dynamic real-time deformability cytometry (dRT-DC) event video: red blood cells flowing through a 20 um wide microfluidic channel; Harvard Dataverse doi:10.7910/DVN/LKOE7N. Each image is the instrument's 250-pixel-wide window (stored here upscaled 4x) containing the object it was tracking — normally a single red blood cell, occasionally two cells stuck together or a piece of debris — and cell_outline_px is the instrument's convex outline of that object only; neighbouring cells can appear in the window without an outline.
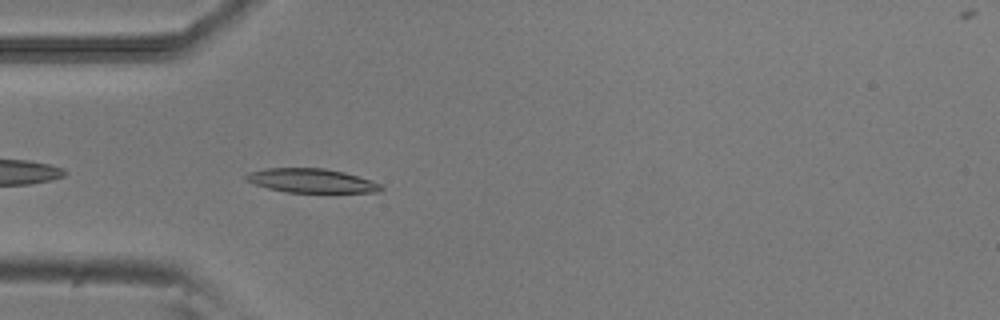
{"species": "common noctule bat (a hibernating species)", "species_latin": "Nyctalus noctula", "temperature_condition": "room temperature", "stored_images_in_passage": 34, "camera_frame_rate_fps": 3000, "um_per_image_px": 0.085, "animal": {"sex": "male", "body_mass_g": 20.5, "forearm_length_mm": 52.5}, "frame": {"image": 1, "passage_image": 2, "time_ms": 0.333, "image_size_px": [1000, 320], "cell_outline_px": [[384, 188], [380, 192], [284, 192], [268, 188], [256, 184], [248, 180], [244, 176], [252, 172], [264, 168], [324, 168], [344, 172], [380, 184]], "centroid_in_image_um": [26.48, 15.36], "position_along_channel_um": 58.5, "area_um2": 18.55}}
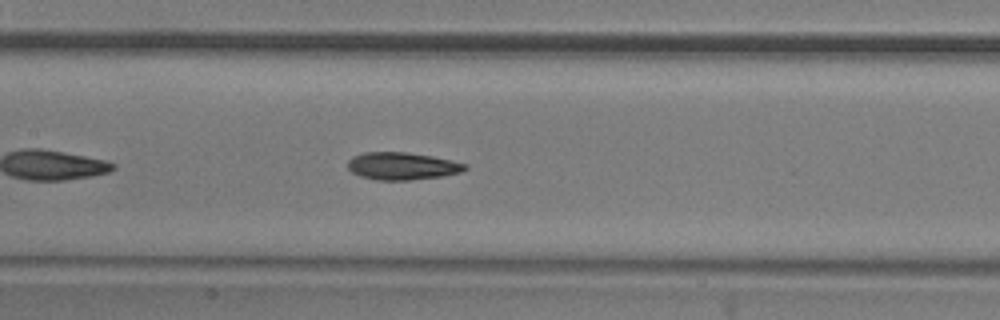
{"frame": {"image": 2, "passage_image": 11, "time_ms": 3.333, "image_size_px": [1000, 320], "cell_outline_px": [[468, 168], [460, 172], [440, 176], [408, 180], [376, 180], [360, 176], [352, 172], [348, 168], [348, 160], [352, 156], [364, 152], [408, 152], [432, 156], [468, 164]], "centroid_in_image_um": [34.16, 14.1], "position_along_channel_um": 173.2, "area_um2": 18.73}}
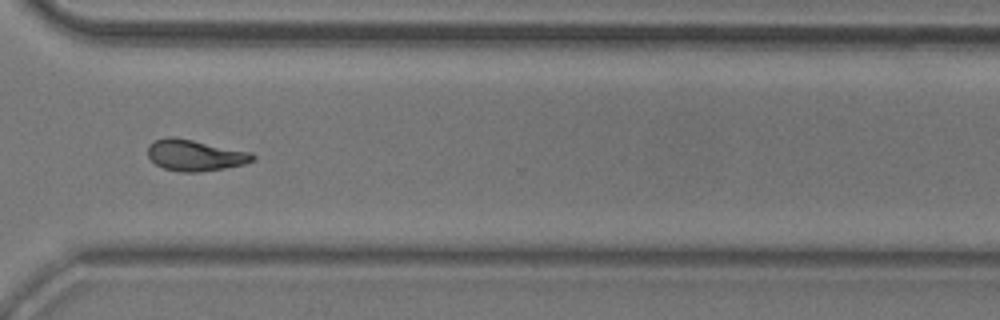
{"frame": {"image": 3, "passage_image": 25, "time_ms": 8.0, "image_size_px": [1000, 320], "cell_outline_px": [[256, 160], [244, 164], [224, 168], [200, 172], [180, 172], [164, 168], [156, 164], [148, 156], [148, 144], [156, 140], [168, 136], [172, 136], [252, 152], [256, 156]], "centroid_in_image_um": [16.6, 13.2], "position_along_channel_um": 354.0, "area_um2": 19.07}, "authors_computed_cell_mechanics": {"area_um2": 18.6983, "velocity_mm_per_s": 3.8848, "shape_relaxation_time_tau1_ms": 5.2617, "shape_relaxation_time_tau2_ms": 4.1242, "deformation_change_tau1": 0.1615, "deformation_change_tau2": 0.104}}